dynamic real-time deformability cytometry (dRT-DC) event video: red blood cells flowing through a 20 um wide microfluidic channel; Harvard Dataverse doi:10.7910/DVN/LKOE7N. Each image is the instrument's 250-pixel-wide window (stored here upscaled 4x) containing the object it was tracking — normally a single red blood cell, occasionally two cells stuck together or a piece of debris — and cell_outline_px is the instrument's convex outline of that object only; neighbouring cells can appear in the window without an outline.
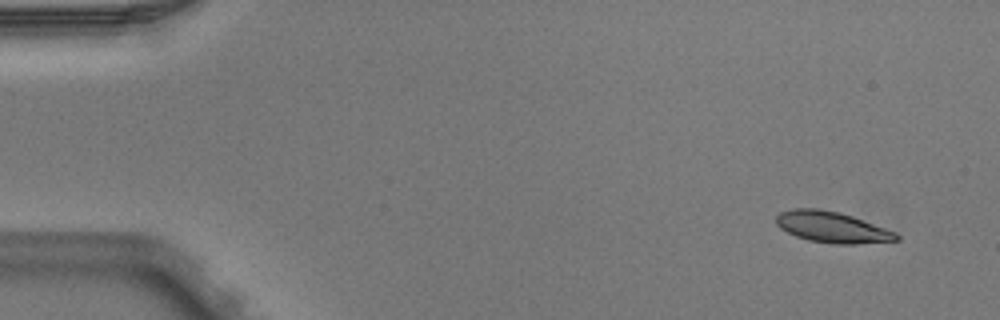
{"species": "Egyptian fruit bat (a non-hibernating species)", "species_latin": "Rousettus aegyptiacus", "temperature_condition": "warm", "stored_images_in_passage": 5, "camera_frame_rate_fps": 3000, "um_per_image_px": 0.085, "animal": {"sex": "male"}, "frame": {"image": 1, "passage_image": 1, "time_ms": 0.0, "image_size_px": [1000, 320], "cell_outline_px": [[900, 240], [856, 244], [832, 244], [808, 240], [796, 236], [780, 228], [776, 224], [776, 216], [780, 212], [792, 208], [816, 208], [840, 212], [852, 216], [896, 232], [900, 236]], "centroid_in_image_um": [70.72, 19.31], "position_along_channel_um": 14.3, "area_um2": 21.79}}
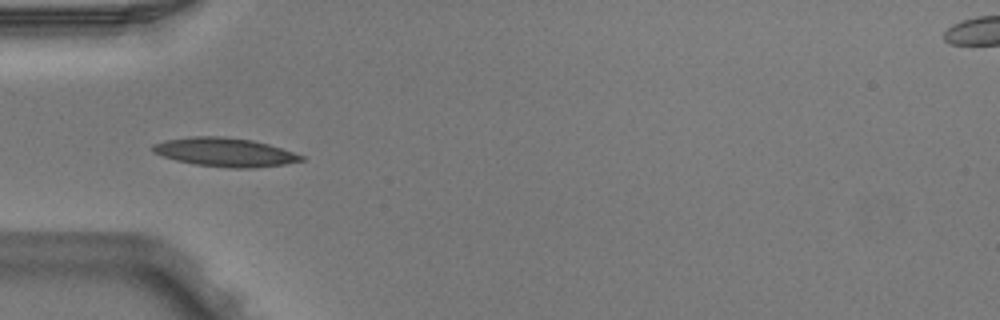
{"frame": {"image": 2, "passage_image": 4, "time_ms": 1.0, "image_size_px": [1000, 320], "cell_outline_px": [[304, 160], [284, 164], [252, 168], [232, 168], [196, 164], [176, 160], [152, 152], [152, 144], [164, 140], [192, 136], [224, 136], [252, 140], [268, 144], [304, 156]], "centroid_in_image_um": [19.08, 12.93], "position_along_channel_um": 65.9, "area_um2": 24.68}}
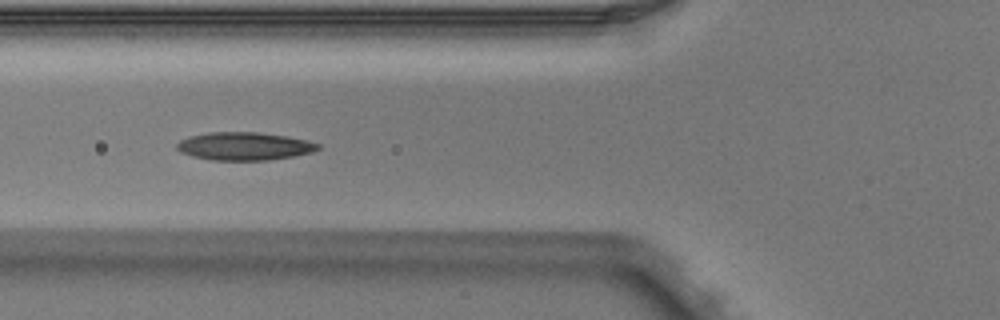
{"frame": {"image": 3, "passage_image": 5, "time_ms": 1.333, "image_size_px": [1000, 320], "cell_outline_px": [[320, 148], [312, 152], [292, 156], [268, 160], [212, 160], [192, 156], [180, 152], [176, 148], [176, 144], [180, 140], [188, 136], [208, 132], [256, 132], [288, 136], [320, 144]], "centroid_in_image_um": [20.72, 12.42], "position_along_channel_um": 105.1, "area_um2": 23.0}}